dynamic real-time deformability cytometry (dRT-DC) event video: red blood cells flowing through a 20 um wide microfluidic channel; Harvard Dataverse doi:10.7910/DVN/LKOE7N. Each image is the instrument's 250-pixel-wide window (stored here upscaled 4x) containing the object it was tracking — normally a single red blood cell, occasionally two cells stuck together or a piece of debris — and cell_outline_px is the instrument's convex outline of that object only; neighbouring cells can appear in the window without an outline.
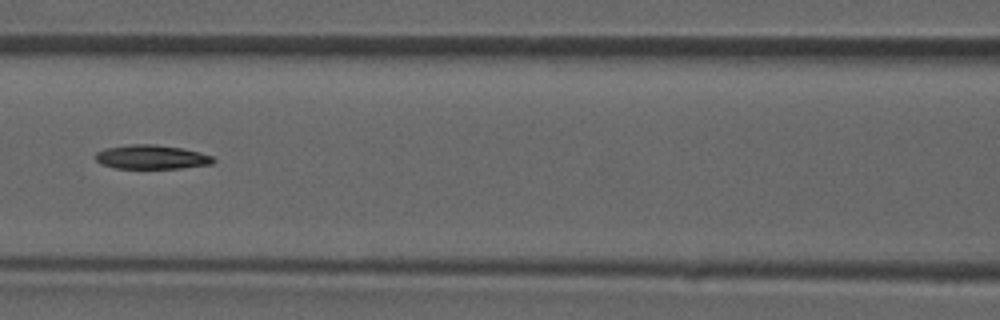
{"species": "common noctule bat (a hibernating species)", "species_latin": "Nyctalus noctula", "temperature_condition": "room temperature", "stored_images_in_passage": 45, "camera_frame_rate_fps": 3000, "um_per_image_px": 0.085, "animal": {"sex": "male", "forearm_length_mm": 52.5}, "frame": {"image": 1, "passage_image": 20, "time_ms": 6.333, "image_size_px": [1000, 320], "cell_outline_px": [[216, 160], [212, 164], [180, 168], [116, 168], [100, 164], [96, 160], [96, 152], [104, 148], [132, 144], [152, 144], [180, 148], [200, 152], [212, 156]], "centroid_in_image_um": [12.87, 13.35], "position_along_channel_um": 153.7, "area_um2": 16.47}}